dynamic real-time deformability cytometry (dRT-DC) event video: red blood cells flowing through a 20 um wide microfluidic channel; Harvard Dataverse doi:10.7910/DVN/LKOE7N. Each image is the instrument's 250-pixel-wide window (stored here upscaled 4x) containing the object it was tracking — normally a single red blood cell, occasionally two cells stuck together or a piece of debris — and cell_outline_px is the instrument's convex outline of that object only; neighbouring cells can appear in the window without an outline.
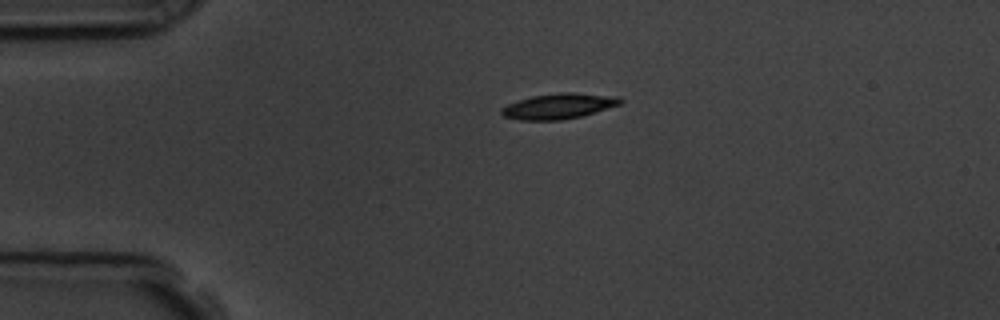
{"species": "common noctule bat (a hibernating species)", "species_latin": "Nyctalus noctula", "temperature_condition": "room temperature", "stored_images_in_passage": 45, "camera_frame_rate_fps": 3000, "um_per_image_px": 0.085, "animal": {"sex": "male", "body_mass_g": 19.5, "forearm_length_mm": 54.6}, "frame": {"image": 1, "passage_image": 1, "time_ms": 0.0, "image_size_px": [1000, 320], "cell_outline_px": [[624, 100], [620, 104], [580, 116], [560, 120], [520, 120], [504, 116], [500, 112], [500, 108], [516, 100], [532, 96], [560, 92], [572, 92], [620, 96]], "centroid_in_image_um": [47.47, 9.0], "position_along_channel_um": 37.5, "area_um2": 17.63}}
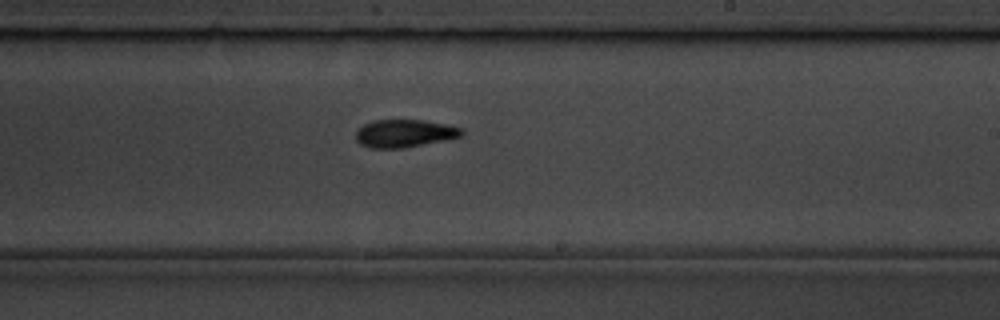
{"frame": {"image": 2, "passage_image": 22, "time_ms": 7.0, "image_size_px": [1000, 320], "cell_outline_px": [[464, 136], [404, 148], [368, 148], [360, 144], [356, 140], [356, 132], [364, 124], [372, 120], [424, 120], [464, 128]], "centroid_in_image_um": [34.39, 11.34], "position_along_channel_um": 254.6, "area_um2": 17.22}}
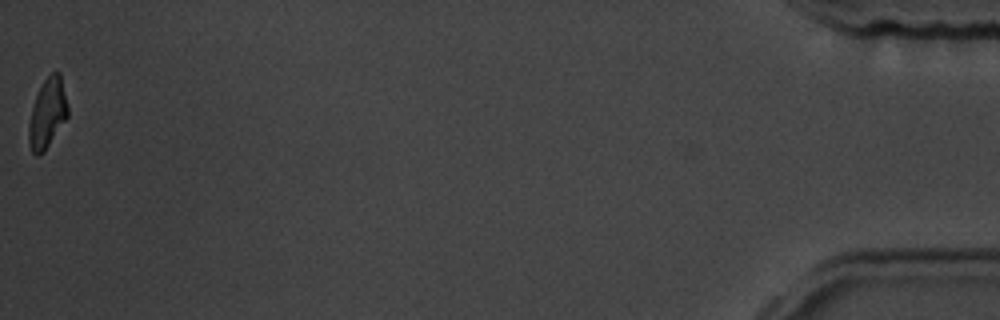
{"frame": {"image": 3, "passage_image": 45, "time_ms": 14.667, "image_size_px": [1000, 320], "cell_outline_px": [[68, 116], [44, 152], [40, 156], [36, 156], [32, 152], [28, 144], [28, 124], [32, 108], [36, 96], [44, 80], [56, 68], [60, 72], [68, 104]], "centroid_in_image_um": [4.03, 9.64], "position_along_channel_um": 431.2, "area_um2": 16.01}, "authors_computed_cell_mechanics": {"area_um2": 17.2244, "velocity_mm_per_s": 3.5996, "shape_relaxation_time_tau1_ms": 3.2434, "shape_relaxation_time_tau2_ms": 5.5529, "deformation_change_tau1": 0.1312, "deformation_change_tau2": 0.1199}}